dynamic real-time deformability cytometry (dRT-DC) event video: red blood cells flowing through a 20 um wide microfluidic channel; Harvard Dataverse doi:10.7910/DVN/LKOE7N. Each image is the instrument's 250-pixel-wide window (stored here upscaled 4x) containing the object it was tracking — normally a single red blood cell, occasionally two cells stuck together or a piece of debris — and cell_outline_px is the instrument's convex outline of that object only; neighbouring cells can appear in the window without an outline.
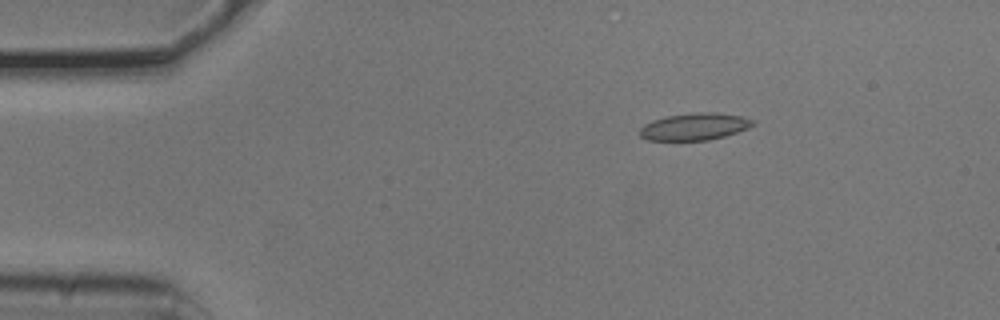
{"species": "common noctule bat (a hibernating species)", "species_latin": "Nyctalus noctula", "temperature_condition": "cold", "stored_images_in_passage": 3, "camera_frame_rate_fps": 3000, "um_per_image_px": 0.085, "animal": {"sex": "male", "body_mass_g": 20.5, "forearm_length_mm": 52.5}, "frame": {"image": 1, "passage_image": 1, "time_ms": 0.0, "image_size_px": [1000, 320], "cell_outline_px": [[756, 124], [748, 128], [724, 136], [708, 140], [648, 140], [640, 136], [640, 128], [644, 124], [652, 120], [668, 116], [696, 112], [712, 112], [744, 116], [756, 120]], "centroid_in_image_um": [59.07, 10.75], "position_along_channel_um": 25.9, "area_um2": 17.86}}
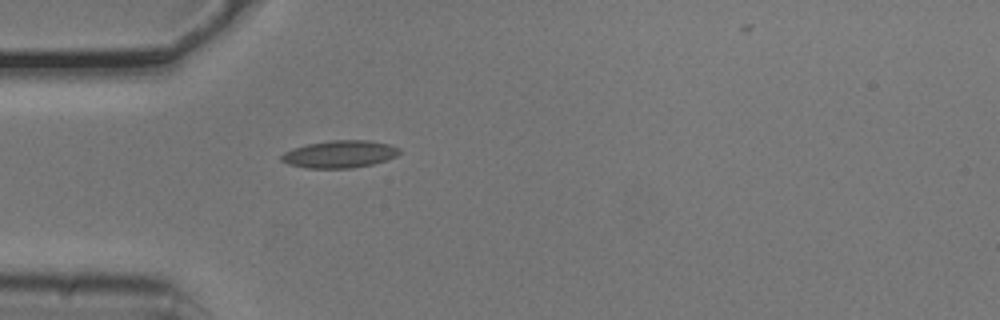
{"frame": {"image": 2, "passage_image": 3, "time_ms": 0.667, "image_size_px": [1000, 320], "cell_outline_px": [[400, 152], [396, 156], [372, 164], [352, 168], [308, 168], [288, 164], [280, 160], [280, 156], [284, 152], [292, 148], [308, 144], [332, 140], [368, 140], [388, 144], [400, 148]], "centroid_in_image_um": [28.85, 13.1], "position_along_channel_um": 56.2, "area_um2": 18.73}}